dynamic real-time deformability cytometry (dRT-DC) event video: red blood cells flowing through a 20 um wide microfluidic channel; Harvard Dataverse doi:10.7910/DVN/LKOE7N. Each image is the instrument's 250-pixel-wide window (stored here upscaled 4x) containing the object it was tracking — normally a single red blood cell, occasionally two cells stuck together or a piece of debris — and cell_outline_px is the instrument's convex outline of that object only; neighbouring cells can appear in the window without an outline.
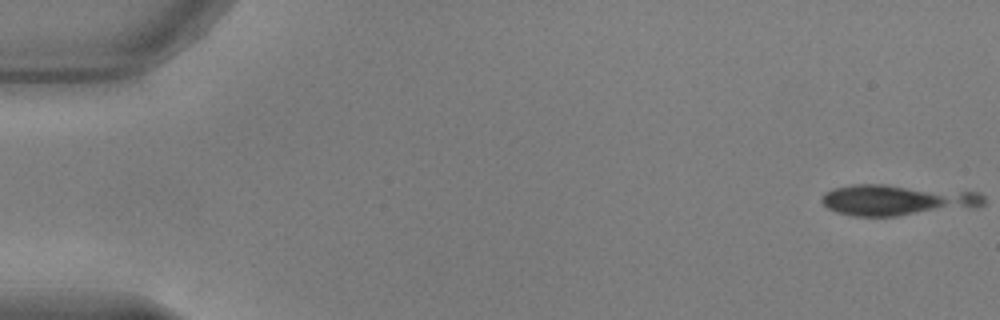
{"species": "common noctule bat (a hibernating species)", "species_latin": "Nyctalus noctula", "temperature_condition": "warm", "stored_images_in_passage": 5, "camera_frame_rate_fps": 3000, "um_per_image_px": 0.085, "animal": {"sex": "male", "body_mass_g": 17.9, "forearm_length_mm": 54.2}, "frame": {"image": 1, "passage_image": 1, "time_ms": 0.0, "image_size_px": [1000, 320], "cell_outline_px": [[984, 204], [976, 208], [896, 216], [852, 216], [836, 212], [828, 208], [820, 200], [824, 192], [832, 188], [852, 184], [884, 184], [980, 192], [984, 196]], "centroid_in_image_um": [76.27, 17.0], "position_along_channel_um": 8.7, "area_um2": 29.71}}